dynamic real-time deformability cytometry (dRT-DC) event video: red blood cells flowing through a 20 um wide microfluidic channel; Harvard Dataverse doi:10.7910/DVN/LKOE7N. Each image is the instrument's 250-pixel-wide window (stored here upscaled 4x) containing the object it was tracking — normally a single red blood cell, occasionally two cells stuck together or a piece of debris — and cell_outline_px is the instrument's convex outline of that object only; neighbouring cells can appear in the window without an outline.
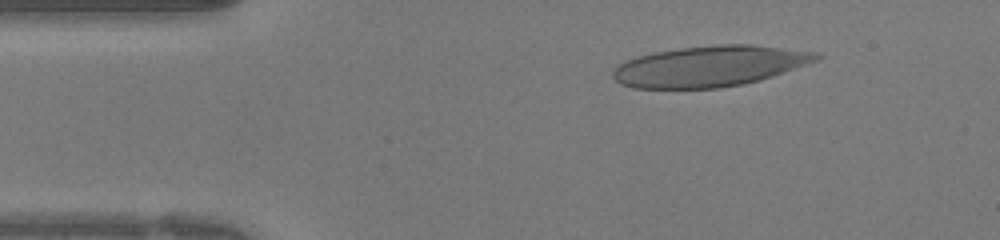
{"species": "human", "species_latin": "Homo sapiens", "temperature_condition": "warm", "stored_images_in_passage": 40, "camera_frame_rate_fps": 3000, "um_per_image_px": 0.085, "donor": {"sex": "female"}, "frame": {"image": 1, "passage_image": 5, "time_ms": 1.333, "image_size_px": [1000, 240], "cell_outline_px": [[824, 56], [820, 60], [760, 80], [744, 84], [720, 88], [632, 88], [620, 84], [612, 76], [612, 68], [616, 64], [624, 60], [636, 56], [652, 52], [680, 48], [720, 44], [752, 44], [816, 52]], "centroid_in_image_um": [60.29, 5.62], "position_along_channel_um": 24.7, "area_um2": 48.78}}
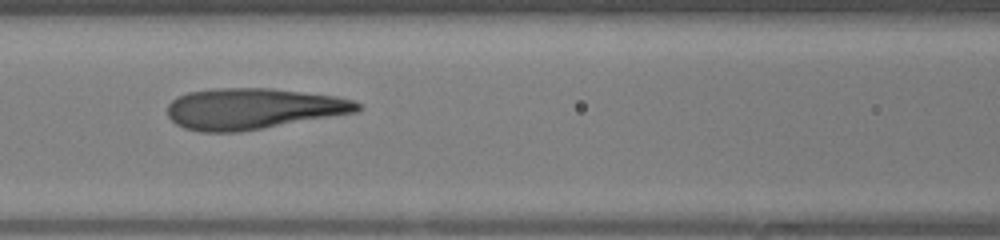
{"frame": {"image": 2, "passage_image": 16, "time_ms": 5.0, "image_size_px": [1000, 240], "cell_outline_px": [[364, 108], [356, 112], [240, 132], [200, 132], [184, 128], [176, 124], [168, 116], [168, 104], [176, 96], [188, 92], [216, 88], [272, 88], [332, 96], [352, 100], [364, 104]], "centroid_in_image_um": [21.48, 9.24], "position_along_channel_um": 145.1, "area_um2": 45.37}}
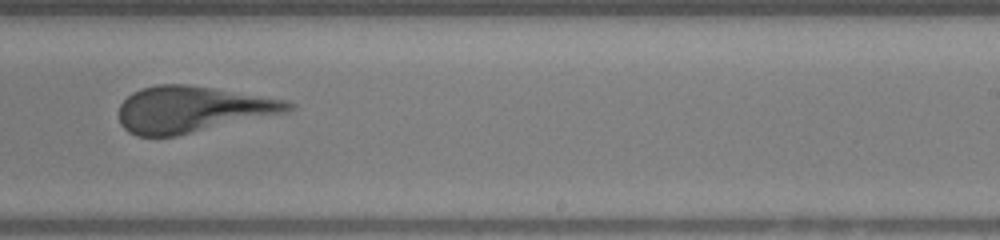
{"frame": {"image": 3, "passage_image": 24, "time_ms": 7.667, "image_size_px": [1000, 240], "cell_outline_px": [[296, 108], [284, 112], [176, 136], [136, 136], [128, 132], [120, 124], [120, 104], [132, 92], [140, 88], [156, 84], [184, 84], [212, 88], [288, 100], [296, 104]], "centroid_in_image_um": [16.31, 9.28], "position_along_channel_um": 272.7, "area_um2": 45.2}}